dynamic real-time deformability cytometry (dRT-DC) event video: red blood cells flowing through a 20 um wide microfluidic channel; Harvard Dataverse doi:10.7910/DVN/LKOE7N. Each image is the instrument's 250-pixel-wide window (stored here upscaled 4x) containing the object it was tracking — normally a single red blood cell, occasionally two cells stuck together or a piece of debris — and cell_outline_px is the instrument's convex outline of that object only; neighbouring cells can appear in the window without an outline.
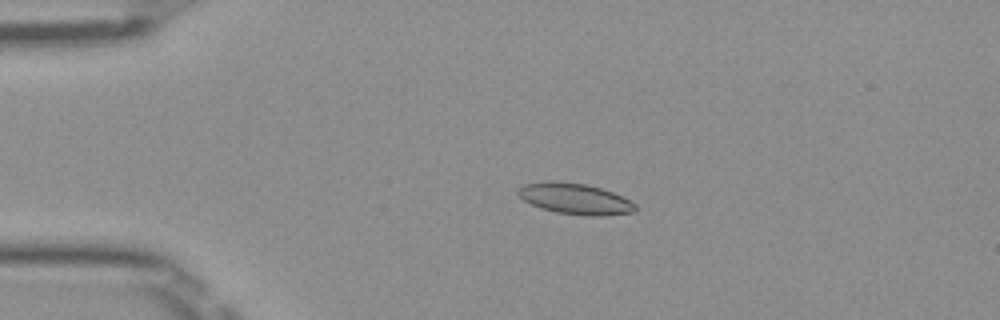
{"species": "Egyptian fruit bat (a non-hibernating species)", "species_latin": "Rousettus aegyptiacus", "temperature_condition": "room temperature", "stored_images_in_passage": 41, "camera_frame_rate_fps": 3000, "um_per_image_px": 0.085, "frame": {"image": 1, "passage_image": 1, "time_ms": 0.0, "image_size_px": [1000, 320], "cell_outline_px": [[636, 212], [604, 216], [588, 216], [556, 212], [540, 208], [524, 200], [516, 192], [516, 188], [524, 184], [544, 180], [552, 180], [584, 184], [600, 188], [612, 192], [636, 204]], "centroid_in_image_um": [48.84, 16.89], "position_along_channel_um": 36.2, "area_um2": 21.27}}
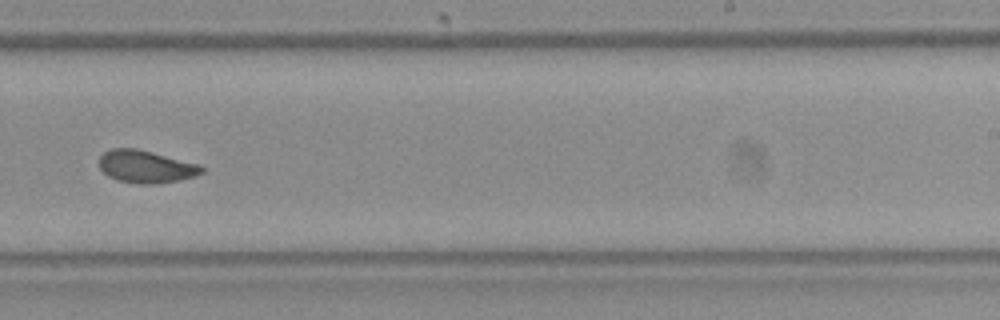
{"frame": {"image": 2, "passage_image": 22, "time_ms": 7.0, "image_size_px": [1000, 320], "cell_outline_px": [[204, 172], [196, 176], [180, 180], [156, 184], [140, 184], [116, 180], [108, 176], [100, 168], [100, 156], [104, 152], [112, 148], [136, 148], [200, 164], [204, 168]], "centroid_in_image_um": [12.42, 14.17], "position_along_channel_um": 276.6, "area_um2": 19.54}}
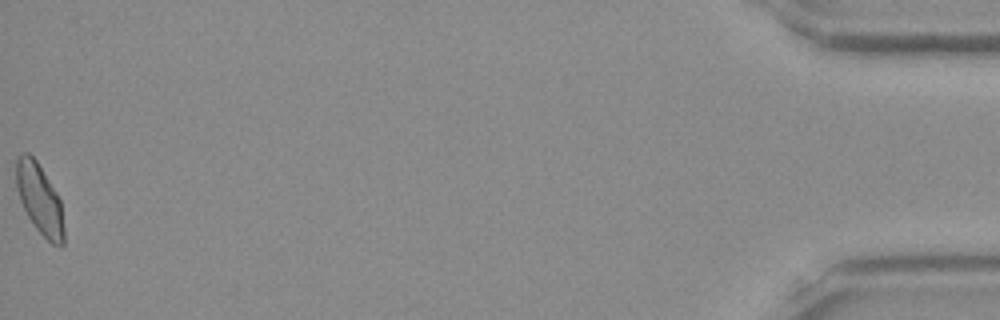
{"frame": {"image": 3, "passage_image": 41, "time_ms": 13.333, "image_size_px": [1000, 320], "cell_outline_px": [[64, 244], [60, 248], [52, 244], [36, 228], [28, 216], [20, 200], [16, 188], [16, 160], [24, 152], [28, 152], [36, 160], [56, 192], [60, 200], [64, 228]], "centroid_in_image_um": [3.37, 16.95], "position_along_channel_um": 431.8, "area_um2": 19.36}, "authors_computed_cell_mechanics": {"area_um2": 19.3052, "velocity_mm_per_s": 3.9972, "shape_relaxation_time_tau1_ms": null, "shape_relaxation_time_tau2_ms": 1.9626, "deformation_change_tau1": null, "deformation_change_tau2": 0.0744}}